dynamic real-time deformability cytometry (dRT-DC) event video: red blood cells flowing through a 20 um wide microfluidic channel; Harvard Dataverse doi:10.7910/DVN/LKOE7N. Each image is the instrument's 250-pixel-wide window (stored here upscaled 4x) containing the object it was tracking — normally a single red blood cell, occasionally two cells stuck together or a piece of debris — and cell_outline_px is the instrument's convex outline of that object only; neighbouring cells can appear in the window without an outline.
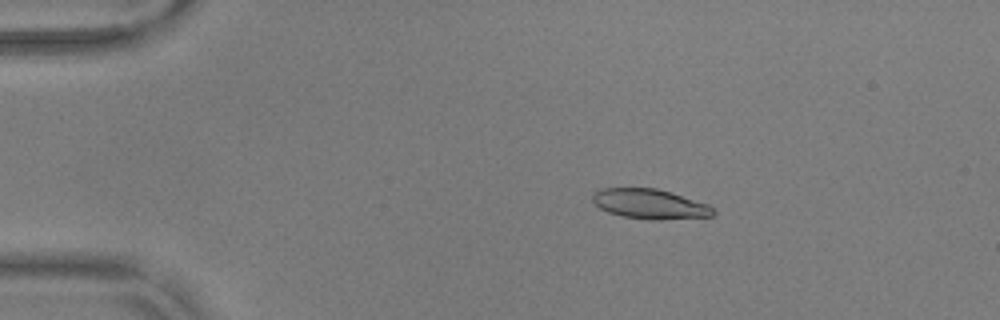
{"species": "common noctule bat (a hibernating species)", "species_latin": "Nyctalus noctula", "temperature_condition": "warm", "stored_images_in_passage": 14, "camera_frame_rate_fps": 3000, "um_per_image_px": 0.085, "animal": {"sex": "male", "body_mass_g": 17.9, "forearm_length_mm": 54.2}, "frame": {"image": 1, "passage_image": 10, "time_ms": 3.0, "image_size_px": [1000, 320], "cell_outline_px": [[716, 212], [712, 216], [660, 220], [648, 220], [624, 216], [608, 212], [600, 208], [592, 200], [592, 192], [600, 188], [656, 188], [708, 204], [716, 208]], "centroid_in_image_um": [55.24, 17.34], "position_along_channel_um": 29.8, "area_um2": 21.04}}